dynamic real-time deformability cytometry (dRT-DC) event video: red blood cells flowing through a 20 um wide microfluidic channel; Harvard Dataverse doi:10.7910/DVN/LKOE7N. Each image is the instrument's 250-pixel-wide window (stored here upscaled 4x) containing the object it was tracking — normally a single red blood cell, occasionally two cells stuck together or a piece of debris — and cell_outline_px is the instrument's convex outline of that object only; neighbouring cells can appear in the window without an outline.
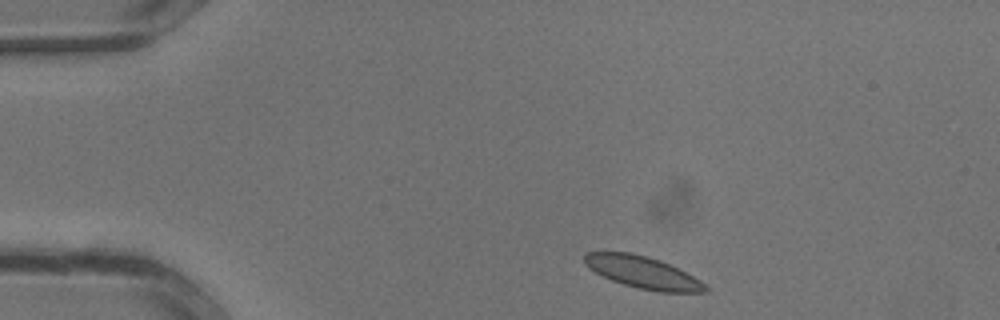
{"species": "common noctule bat (a hibernating species)", "species_latin": "Nyctalus noctula", "temperature_condition": "warm", "stored_images_in_passage": 29, "camera_frame_rate_fps": 3000, "um_per_image_px": 0.085, "animal": {"sex": "male", "body_mass_g": 13.3}, "frame": {"image": 1, "passage_image": 1, "time_ms": 0.0, "image_size_px": [1000, 320], "cell_outline_px": [[708, 292], [656, 292], [624, 284], [612, 280], [588, 268], [584, 264], [584, 252], [628, 252], [660, 260], [700, 280], [708, 288]], "centroid_in_image_um": [54.61, 23.15], "position_along_channel_um": 30.4, "area_um2": 22.2}}
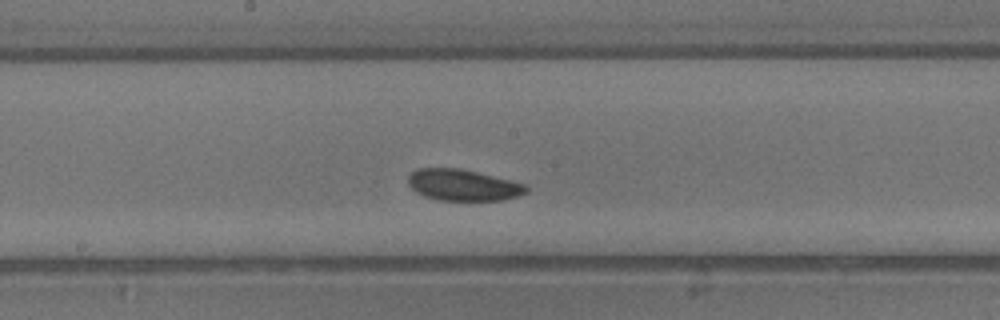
{"frame": {"image": 2, "passage_image": 13, "time_ms": 4.0, "image_size_px": [1000, 320], "cell_outline_px": [[528, 192], [520, 196], [504, 200], [440, 200], [424, 196], [416, 192], [408, 184], [408, 176], [416, 168], [460, 168], [528, 184]], "centroid_in_image_um": [39.39, 15.73], "position_along_channel_um": 208.8, "area_um2": 21.73}}
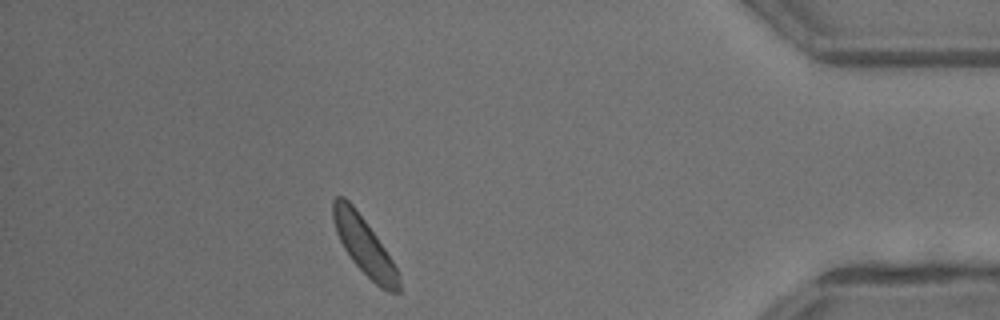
{"frame": {"image": 3, "passage_image": 25, "time_ms": 8.0, "image_size_px": [1000, 320], "cell_outline_px": [[400, 292], [388, 292], [380, 288], [352, 260], [344, 248], [336, 232], [332, 216], [332, 200], [336, 196], [344, 196], [356, 208], [376, 236], [392, 260], [400, 276]], "centroid_in_image_um": [30.95, 20.87], "position_along_channel_um": 404.3, "area_um2": 21.73}}